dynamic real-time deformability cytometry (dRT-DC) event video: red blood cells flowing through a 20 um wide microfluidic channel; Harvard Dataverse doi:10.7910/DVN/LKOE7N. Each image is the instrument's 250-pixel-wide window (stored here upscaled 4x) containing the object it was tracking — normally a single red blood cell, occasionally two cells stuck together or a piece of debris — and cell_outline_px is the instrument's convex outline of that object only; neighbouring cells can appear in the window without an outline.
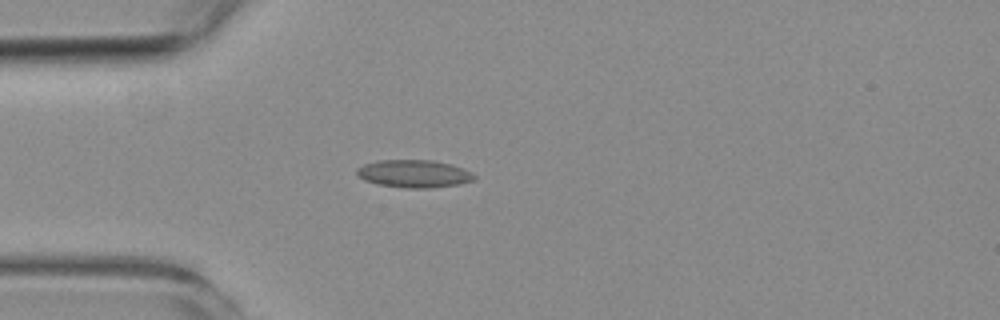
{"species": "common noctule bat (a hibernating species)", "species_latin": "Nyctalus noctula", "temperature_condition": "room temperature", "stored_images_in_passage": 2, "camera_frame_rate_fps": 3000, "um_per_image_px": 0.085, "animal": {"sex": "female", "body_mass_g": 19.3, "forearm_length_mm": 54.1}, "frame": {"image": 1, "passage_image": 2, "time_ms": 1.0, "image_size_px": [1000, 320], "cell_outline_px": [[476, 180], [460, 184], [432, 188], [404, 188], [376, 184], [364, 180], [356, 172], [356, 168], [364, 164], [376, 160], [432, 160], [452, 164], [464, 168], [472, 172], [476, 176]], "centroid_in_image_um": [35.22, 14.77], "position_along_channel_um": 49.8, "area_um2": 19.25}}